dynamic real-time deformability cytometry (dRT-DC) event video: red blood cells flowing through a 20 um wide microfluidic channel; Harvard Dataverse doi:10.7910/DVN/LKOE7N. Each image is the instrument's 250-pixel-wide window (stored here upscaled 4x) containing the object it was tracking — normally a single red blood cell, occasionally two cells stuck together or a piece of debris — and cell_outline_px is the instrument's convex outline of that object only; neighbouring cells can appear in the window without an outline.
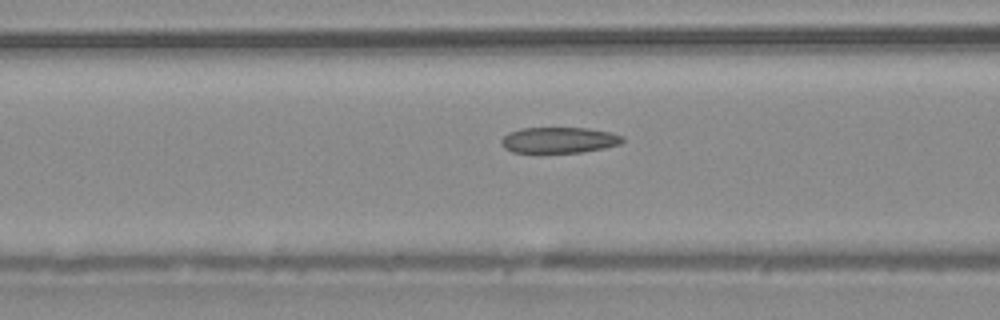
{"species": "common noctule bat (a hibernating species)", "species_latin": "Nyctalus noctula", "temperature_condition": "warm", "stored_images_in_passage": 50, "camera_frame_rate_fps": 3000, "um_per_image_px": 0.085, "animal": {"sex": "male", "body_mass_g": 20.4}, "frame": {"image": 1, "passage_image": 20, "time_ms": 6.333, "image_size_px": [1000, 320], "cell_outline_px": [[624, 140], [620, 144], [604, 148], [584, 152], [512, 152], [504, 148], [500, 144], [500, 140], [508, 132], [520, 128], [588, 128], [612, 132], [624, 136]], "centroid_in_image_um": [47.52, 11.9], "position_along_channel_um": 119.1, "area_um2": 18.44}}
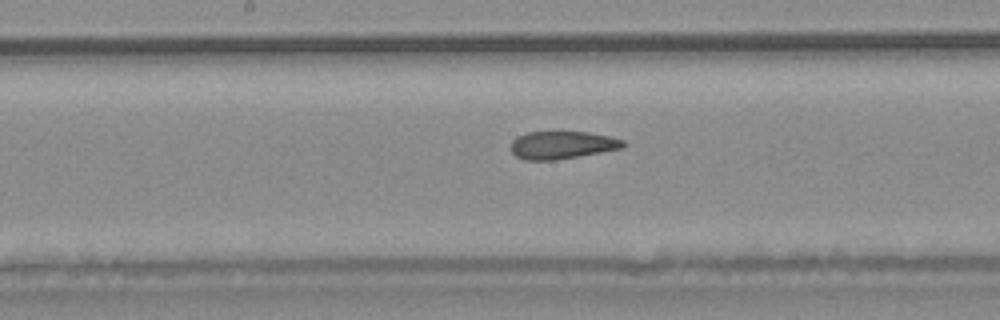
{"frame": {"image": 2, "passage_image": 26, "time_ms": 8.333, "image_size_px": [1000, 320], "cell_outline_px": [[624, 148], [580, 156], [556, 160], [524, 160], [516, 156], [512, 152], [512, 140], [516, 136], [528, 132], [588, 132], [608, 136], [624, 140]], "centroid_in_image_um": [47.77, 12.33], "position_along_channel_um": 200.4, "area_um2": 18.15}}
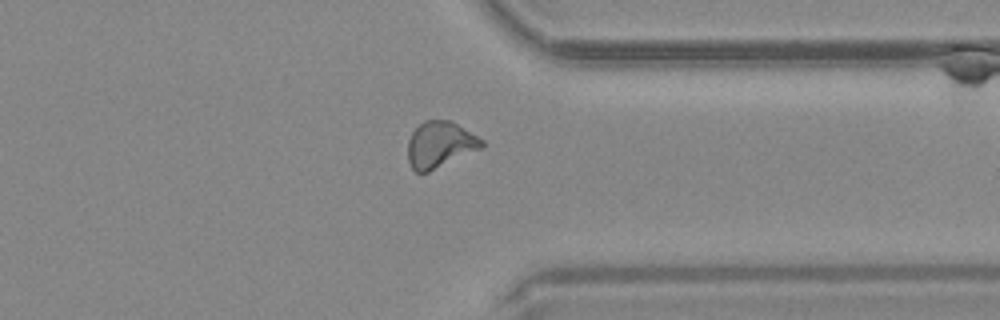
{"frame": {"image": 3, "passage_image": 39, "time_ms": 12.667, "image_size_px": [1000, 320], "cell_outline_px": [[484, 144], [480, 148], [428, 172], [416, 172], [412, 168], [408, 160], [408, 140], [412, 132], [424, 120], [448, 120], [456, 124], [484, 140]], "centroid_in_image_um": [37.36, 12.29], "position_along_channel_um": 374.0, "area_um2": 19.48}, "authors_computed_cell_mechanics": {"area_um2": 19.363, "velocity_mm_per_s": 4.0628, "shape_relaxation_time_tau1_ms": null, "shape_relaxation_time_tau2_ms": 2.5957, "deformation_change_tau1": null, "deformation_change_tau2": 0.093}}